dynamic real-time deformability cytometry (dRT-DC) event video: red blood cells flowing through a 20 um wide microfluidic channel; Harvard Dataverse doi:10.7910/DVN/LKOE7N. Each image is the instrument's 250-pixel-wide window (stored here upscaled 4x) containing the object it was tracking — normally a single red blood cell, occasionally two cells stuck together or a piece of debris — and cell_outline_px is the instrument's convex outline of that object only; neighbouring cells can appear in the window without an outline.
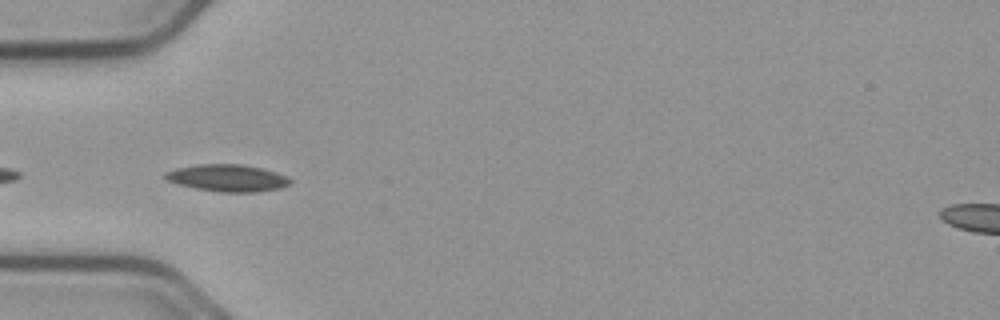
{"species": "common noctule bat (a hibernating species)", "species_latin": "Nyctalus noctula", "temperature_condition": "cold", "stored_images_in_passage": 6, "camera_frame_rate_fps": 3000, "um_per_image_px": 0.085, "animal": {"sex": "male", "body_mass_g": 23.1, "forearm_length_mm": 52.7}, "frame": {"image": 1, "passage_image": 2, "time_ms": 0.333, "image_size_px": [1000, 320], "cell_outline_px": [[292, 184], [280, 188], [256, 192], [220, 192], [196, 188], [180, 184], [168, 180], [164, 176], [164, 172], [176, 168], [196, 164], [244, 164], [276, 172], [288, 176], [292, 180]], "centroid_in_image_um": [19.38, 15.12], "position_along_channel_um": 65.6, "area_um2": 19.71}}